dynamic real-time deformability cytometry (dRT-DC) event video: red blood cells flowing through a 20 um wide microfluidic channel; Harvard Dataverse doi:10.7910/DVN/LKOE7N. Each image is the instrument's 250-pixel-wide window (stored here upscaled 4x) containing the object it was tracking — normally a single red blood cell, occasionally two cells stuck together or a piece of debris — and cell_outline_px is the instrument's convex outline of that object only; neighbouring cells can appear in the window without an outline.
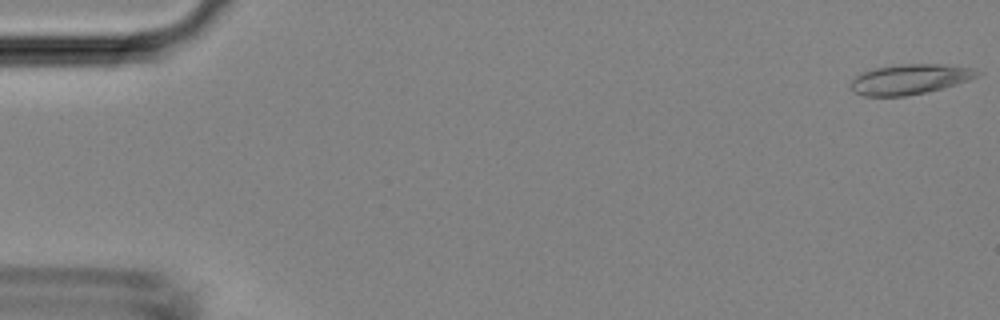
{"species": "Egyptian fruit bat (a non-hibernating species)", "species_latin": "Rousettus aegyptiacus", "temperature_condition": "room temperature", "stored_images_in_passage": 4, "camera_frame_rate_fps": 3000, "um_per_image_px": 0.085, "animal": {"sex": "female"}, "frame": {"image": 1, "passage_image": 1, "time_ms": 0.0, "image_size_px": [1000, 320], "cell_outline_px": [[984, 72], [968, 80], [956, 84], [924, 92], [904, 96], [864, 96], [856, 92], [848, 84], [860, 72], [872, 68], [900, 64], [944, 64], [976, 68]], "centroid_in_image_um": [77.33, 6.71], "position_along_channel_um": 7.7, "area_um2": 22.25}}